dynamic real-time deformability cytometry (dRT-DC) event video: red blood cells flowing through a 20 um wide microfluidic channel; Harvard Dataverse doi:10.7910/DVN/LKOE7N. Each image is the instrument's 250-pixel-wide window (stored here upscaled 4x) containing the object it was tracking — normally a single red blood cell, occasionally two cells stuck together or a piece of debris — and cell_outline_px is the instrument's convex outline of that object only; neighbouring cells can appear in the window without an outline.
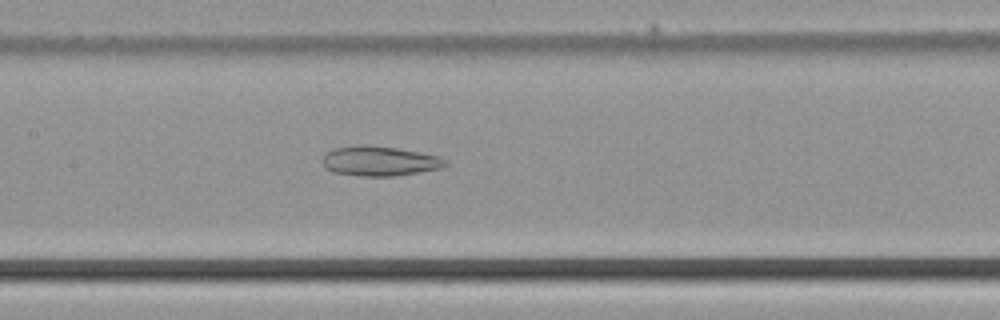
{"species": "common noctule bat (a hibernating species)", "species_latin": "Nyctalus noctula", "temperature_condition": "cold", "stored_images_in_passage": 48, "camera_frame_rate_fps": 3000, "um_per_image_px": 0.085, "animal": {"sex": "male", "body_mass_g": 21.5, "forearm_length_mm": 52.0}, "frame": {"image": 1, "passage_image": 22, "time_ms": 7.0, "image_size_px": [1000, 320], "cell_outline_px": [[448, 164], [440, 168], [396, 176], [360, 176], [332, 172], [324, 168], [324, 152], [332, 148], [356, 144], [364, 144], [396, 148], [440, 156], [448, 160]], "centroid_in_image_um": [32.23, 13.68], "position_along_channel_um": 175.2, "area_um2": 21.56}}
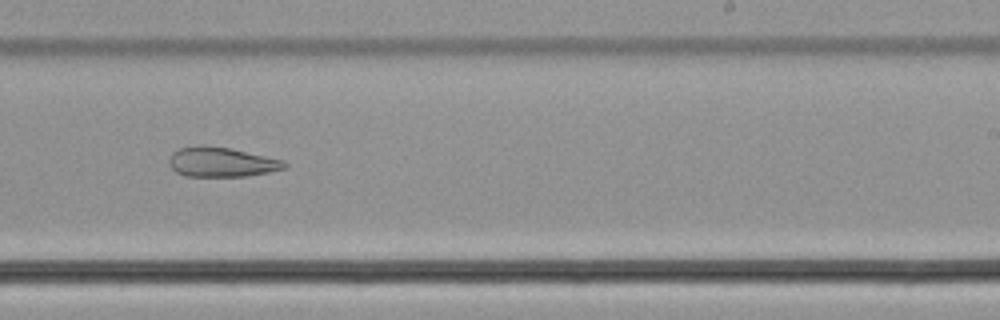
{"frame": {"image": 2, "passage_image": 29, "time_ms": 9.333, "image_size_px": [1000, 320], "cell_outline_px": [[288, 164], [284, 168], [268, 172], [244, 176], [184, 176], [176, 172], [168, 164], [168, 160], [172, 152], [180, 148], [196, 144], [204, 144], [228, 148], [284, 160]], "centroid_in_image_um": [18.76, 13.76], "position_along_channel_um": 270.2, "area_um2": 20.0}}
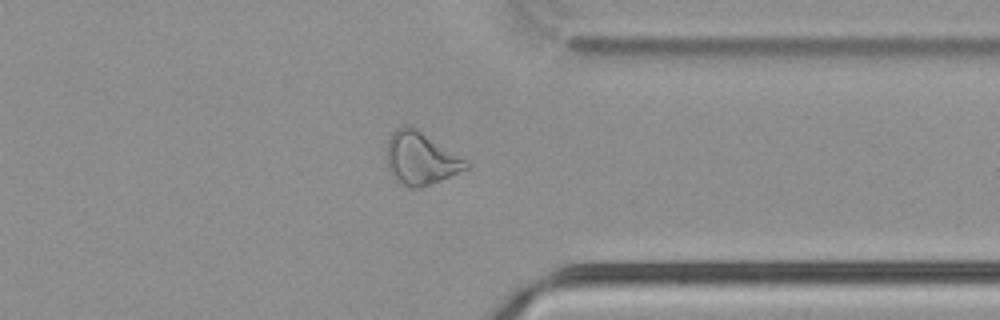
{"frame": {"image": 3, "passage_image": 37, "time_ms": 12.0, "image_size_px": [1000, 320], "cell_outline_px": [[472, 164], [468, 168], [440, 180], [420, 188], [408, 188], [388, 172], [388, 140], [392, 132], [396, 128], [404, 124], [416, 128]], "centroid_in_image_um": [35.75, 13.46], "position_along_channel_um": 375.7, "area_um2": 23.93}}